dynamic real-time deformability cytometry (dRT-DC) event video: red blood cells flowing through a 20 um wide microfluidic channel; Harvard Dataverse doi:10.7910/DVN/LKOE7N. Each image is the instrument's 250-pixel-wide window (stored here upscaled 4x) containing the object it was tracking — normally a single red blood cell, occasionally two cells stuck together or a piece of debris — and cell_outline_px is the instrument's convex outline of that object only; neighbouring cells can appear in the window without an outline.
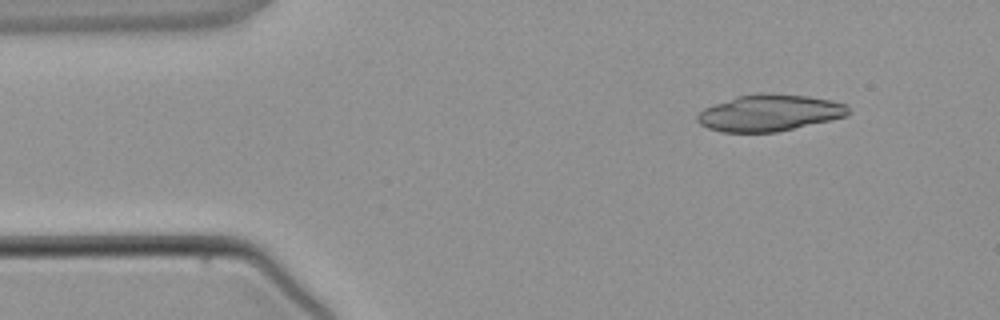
{"species": "common noctule bat (a hibernating species)", "species_latin": "Nyctalus noctula", "temperature_condition": "warm", "stored_images_in_passage": 3, "camera_frame_rate_fps": 3000, "um_per_image_px": 0.085, "animal": {"sex": "male", "body_mass_g": 21.5, "forearm_length_mm": 52.0}, "frame": {"image": 1, "passage_image": 1, "time_ms": 0.0, "image_size_px": [1000, 320], "cell_outline_px": [[848, 116], [776, 132], [720, 132], [708, 128], [700, 124], [696, 120], [696, 116], [704, 108], [736, 96], [756, 92], [772, 92], [808, 96], [832, 100], [848, 104]], "centroid_in_image_um": [65.4, 9.57], "position_along_channel_um": 19.6, "area_um2": 32.48}}